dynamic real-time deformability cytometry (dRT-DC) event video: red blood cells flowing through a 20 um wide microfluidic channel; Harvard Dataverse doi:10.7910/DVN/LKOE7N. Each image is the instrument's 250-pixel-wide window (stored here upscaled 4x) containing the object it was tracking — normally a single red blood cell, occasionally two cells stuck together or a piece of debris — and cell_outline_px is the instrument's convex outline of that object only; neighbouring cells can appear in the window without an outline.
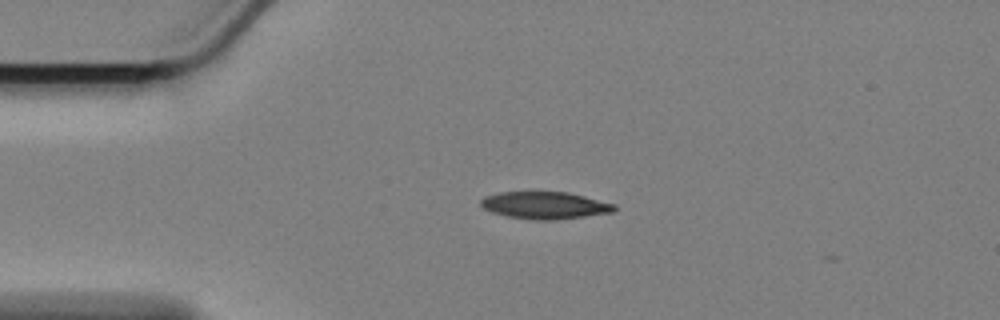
{"species": "Egyptian fruit bat (a non-hibernating species)", "species_latin": "Rousettus aegyptiacus", "temperature_condition": "cold", "stored_images_in_passage": 3, "camera_frame_rate_fps": 3000, "um_per_image_px": 0.085, "animal": {"sex": "female"}, "frame": {"image": 1, "passage_image": 1, "time_ms": 0.0, "image_size_px": [1000, 320], "cell_outline_px": [[616, 208], [612, 212], [556, 220], [536, 220], [508, 216], [492, 212], [484, 208], [480, 204], [480, 200], [484, 196], [500, 192], [568, 192], [616, 204]], "centroid_in_image_um": [46.31, 17.45], "position_along_channel_um": 38.7, "area_um2": 21.04}}